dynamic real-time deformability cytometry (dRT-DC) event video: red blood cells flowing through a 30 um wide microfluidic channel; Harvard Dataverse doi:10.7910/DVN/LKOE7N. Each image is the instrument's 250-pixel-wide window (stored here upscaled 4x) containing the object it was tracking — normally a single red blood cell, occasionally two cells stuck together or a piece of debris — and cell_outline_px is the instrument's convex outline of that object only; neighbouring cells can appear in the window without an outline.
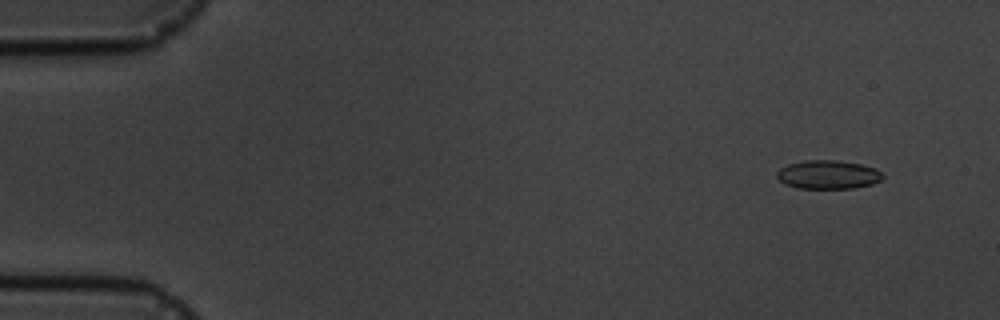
{"species": "common noctule bat (a hibernating species)", "species_latin": "Nyctalus noctula", "temperature_condition": "cold", "stored_images_in_passage": 10, "camera_frame_rate_fps": 3000, "um_per_image_px": 0.085, "animal": {"sex": "male", "body_mass_g": 19.5, "forearm_length_mm": 54.6}, "frame": {"image": 1, "passage_image": 2, "time_ms": 1.0, "image_size_px": [1000, 320], "cell_outline_px": [[884, 176], [880, 180], [872, 184], [852, 188], [796, 188], [784, 184], [776, 176], [776, 172], [780, 168], [788, 164], [804, 160], [836, 160], [860, 164], [876, 168]], "centroid_in_image_um": [70.35, 14.84], "position_along_channel_um": 14.6, "area_um2": 17.69}}
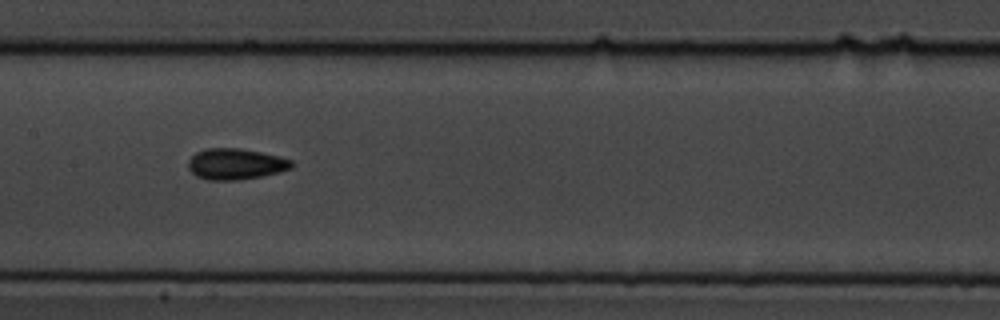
{"frame": {"image": 2, "passage_image": 9, "time_ms": 9.0, "image_size_px": [1000, 320], "cell_outline_px": [[296, 164], [292, 168], [280, 172], [260, 176], [236, 180], [208, 180], [196, 176], [188, 168], [188, 160], [196, 152], [208, 148], [240, 148], [260, 152], [292, 160]], "centroid_in_image_um": [20.03, 13.94], "position_along_channel_um": 187.4, "area_um2": 18.67}}
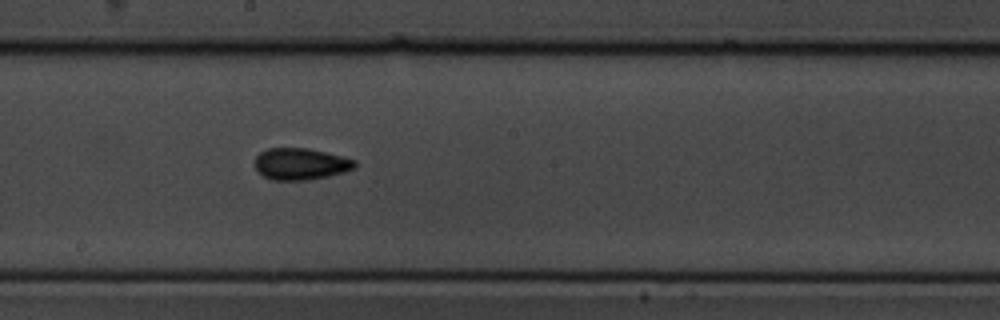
{"frame": {"image": 3, "passage_image": 10, "time_ms": 10.0, "image_size_px": [1000, 320], "cell_outline_px": [[356, 168], [344, 172], [328, 176], [308, 180], [272, 180], [264, 176], [256, 168], [256, 156], [260, 152], [268, 148], [308, 148], [344, 156], [356, 160]], "centroid_in_image_um": [25.59, 13.93], "position_along_channel_um": 222.6, "area_um2": 18.5}}